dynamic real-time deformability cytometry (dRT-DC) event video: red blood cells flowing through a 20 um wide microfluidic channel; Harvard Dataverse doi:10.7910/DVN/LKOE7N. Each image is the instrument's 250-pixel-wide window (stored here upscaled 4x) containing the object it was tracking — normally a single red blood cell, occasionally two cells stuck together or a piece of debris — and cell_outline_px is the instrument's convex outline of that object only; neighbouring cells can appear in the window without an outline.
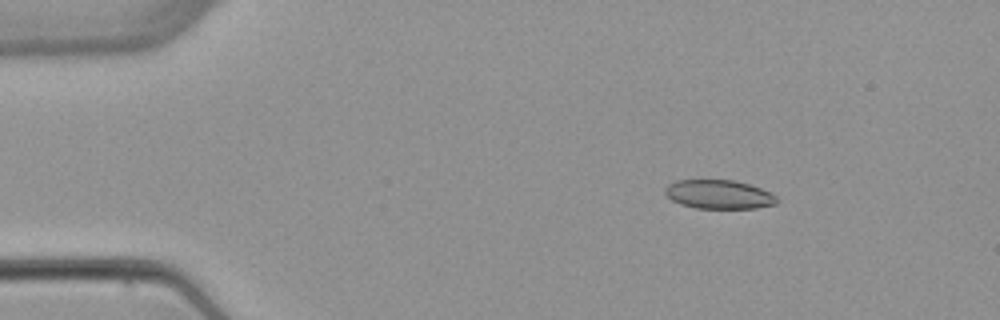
{"species": "common noctule bat (a hibernating species)", "species_latin": "Nyctalus noctula", "temperature_condition": "warm", "stored_images_in_passage": 4, "camera_frame_rate_fps": 3000, "um_per_image_px": 0.085, "animal": {"sex": "female", "body_mass_g": 22.7, "forearm_length_mm": 54.2}, "frame": {"image": 1, "passage_image": 2, "time_ms": 1.0, "image_size_px": [1000, 320], "cell_outline_px": [[780, 200], [776, 204], [756, 208], [696, 208], [680, 204], [672, 200], [664, 192], [664, 188], [668, 184], [676, 180], [736, 180], [760, 188], [776, 196]], "centroid_in_image_um": [61.1, 16.52], "position_along_channel_um": 23.9, "area_um2": 18.84}}
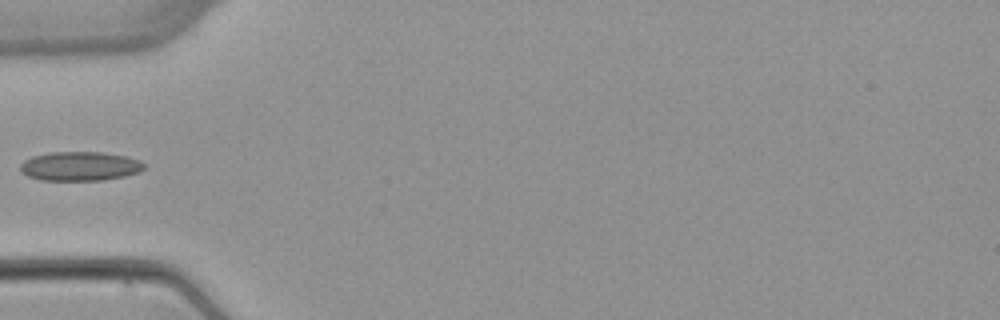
{"frame": {"image": 2, "passage_image": 4, "time_ms": 4.333, "image_size_px": [1000, 320], "cell_outline_px": [[144, 168], [140, 172], [124, 176], [100, 180], [40, 180], [28, 176], [20, 168], [20, 164], [24, 160], [32, 156], [48, 152], [104, 152], [124, 156], [140, 160], [144, 164]], "centroid_in_image_um": [6.79, 14.12], "position_along_channel_um": 78.2, "area_um2": 20.98}}